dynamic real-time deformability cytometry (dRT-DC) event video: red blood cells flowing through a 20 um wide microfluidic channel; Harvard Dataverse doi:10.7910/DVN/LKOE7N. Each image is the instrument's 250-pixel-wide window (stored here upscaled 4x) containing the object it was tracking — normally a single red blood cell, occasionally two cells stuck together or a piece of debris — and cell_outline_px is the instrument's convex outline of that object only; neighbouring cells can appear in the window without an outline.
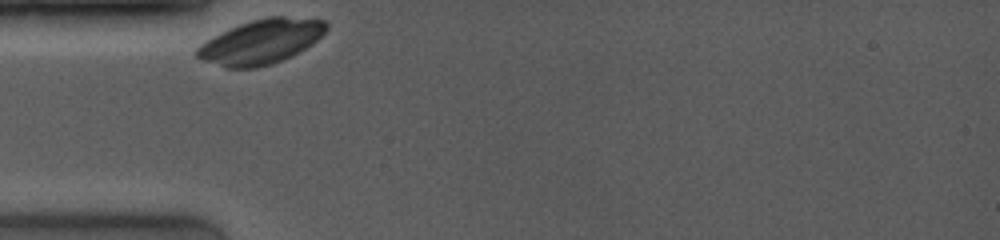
{"species": "common noctule bat (a hibernating species)", "species_latin": "Nyctalus noctula", "temperature_condition": "room temperature", "stored_images_in_passage": 17, "camera_frame_rate_fps": 4000, "um_per_image_px": 0.085, "animal": {"sex": "female", "body_mass_g": 19.0, "forearm_length_mm": 53.3}, "frame": {"image": 1, "passage_image": 1, "time_ms": 0.0, "image_size_px": [1000, 240], "cell_outline_px": [[328, 28], [316, 40], [304, 48], [272, 64], [256, 68], [228, 68], [204, 60], [196, 56], [196, 48], [200, 44], [212, 36], [228, 28], [252, 20], [268, 16], [284, 16], [324, 20], [328, 24]], "centroid_in_image_um": [22.16, 3.53], "position_along_channel_um": 62.8, "area_um2": 33.12}}